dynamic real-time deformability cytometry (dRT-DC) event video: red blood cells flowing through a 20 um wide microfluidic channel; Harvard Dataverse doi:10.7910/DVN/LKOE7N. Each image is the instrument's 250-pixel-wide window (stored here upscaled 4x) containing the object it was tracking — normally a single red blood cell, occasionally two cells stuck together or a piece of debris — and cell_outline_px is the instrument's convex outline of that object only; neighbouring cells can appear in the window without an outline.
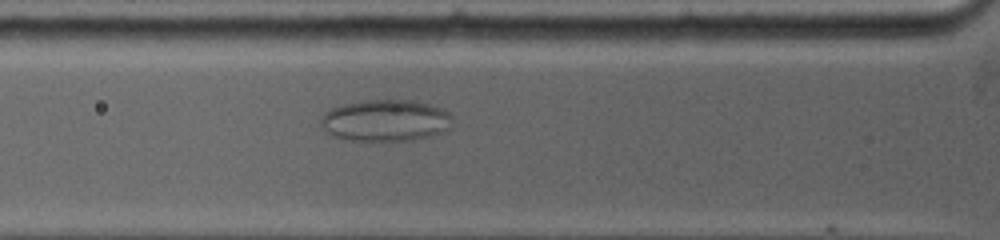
{"species": "common noctule bat (a hibernating species)", "species_latin": "Nyctalus noctula", "temperature_condition": "warm", "stored_images_in_passage": 19, "camera_frame_rate_fps": 5000, "um_per_image_px": 0.085, "animal": {"sex": "female", "body_mass_g": 19.0, "forearm_length_mm": 53.3}, "frame": {"image": 1, "passage_image": 9, "time_ms": 3.4, "image_size_px": [1000, 240], "cell_outline_px": [[452, 116], [444, 128], [440, 132], [428, 136], [412, 140], [352, 140], [332, 136], [320, 124], [320, 120], [324, 112], [332, 108], [344, 104], [368, 100], [416, 100], [428, 104], [448, 112]], "centroid_in_image_um": [32.69, 10.23], "position_along_channel_um": 93.1, "area_um2": 31.27}}
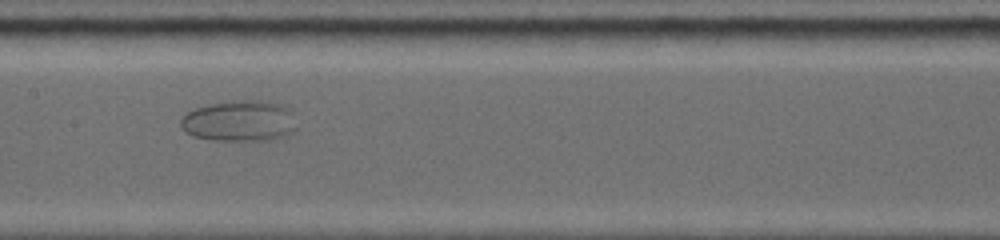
{"frame": {"image": 2, "passage_image": 14, "time_ms": 6.0, "image_size_px": [1000, 240], "cell_outline_px": [[296, 132], [288, 136], [264, 140], [216, 140], [192, 136], [180, 124], [180, 120], [188, 112], [196, 108], [208, 104], [236, 100], [268, 100], [284, 108], [288, 112], [296, 128]], "centroid_in_image_um": [20.34, 10.29], "position_along_channel_um": 187.1, "area_um2": 27.28}}